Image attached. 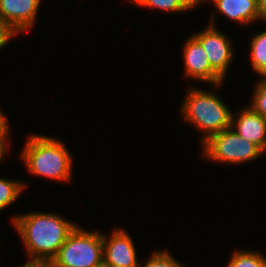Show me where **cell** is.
<instances>
[{
  "mask_svg": "<svg viewBox=\"0 0 266 267\" xmlns=\"http://www.w3.org/2000/svg\"><path fill=\"white\" fill-rule=\"evenodd\" d=\"M11 222L29 259L40 260H52L77 226L60 214L39 211L14 215Z\"/></svg>",
  "mask_w": 266,
  "mask_h": 267,
  "instance_id": "obj_1",
  "label": "cell"
},
{
  "mask_svg": "<svg viewBox=\"0 0 266 267\" xmlns=\"http://www.w3.org/2000/svg\"><path fill=\"white\" fill-rule=\"evenodd\" d=\"M28 137L19 155L29 174L70 182L73 176V156L64 142L35 133Z\"/></svg>",
  "mask_w": 266,
  "mask_h": 267,
  "instance_id": "obj_2",
  "label": "cell"
},
{
  "mask_svg": "<svg viewBox=\"0 0 266 267\" xmlns=\"http://www.w3.org/2000/svg\"><path fill=\"white\" fill-rule=\"evenodd\" d=\"M180 107L184 121L201 132L200 143L231 127L232 111L213 90L189 87Z\"/></svg>",
  "mask_w": 266,
  "mask_h": 267,
  "instance_id": "obj_3",
  "label": "cell"
},
{
  "mask_svg": "<svg viewBox=\"0 0 266 267\" xmlns=\"http://www.w3.org/2000/svg\"><path fill=\"white\" fill-rule=\"evenodd\" d=\"M55 267H98L103 264V232L77 225L52 259Z\"/></svg>",
  "mask_w": 266,
  "mask_h": 267,
  "instance_id": "obj_4",
  "label": "cell"
},
{
  "mask_svg": "<svg viewBox=\"0 0 266 267\" xmlns=\"http://www.w3.org/2000/svg\"><path fill=\"white\" fill-rule=\"evenodd\" d=\"M204 159L217 163L241 165L265 154L257 145L238 135L231 127L210 136L202 144Z\"/></svg>",
  "mask_w": 266,
  "mask_h": 267,
  "instance_id": "obj_5",
  "label": "cell"
},
{
  "mask_svg": "<svg viewBox=\"0 0 266 267\" xmlns=\"http://www.w3.org/2000/svg\"><path fill=\"white\" fill-rule=\"evenodd\" d=\"M212 12L207 27L192 34L202 45L211 67L225 80L229 67L234 60V46L226 34L217 29L215 14ZM233 59V60H232Z\"/></svg>",
  "mask_w": 266,
  "mask_h": 267,
  "instance_id": "obj_6",
  "label": "cell"
},
{
  "mask_svg": "<svg viewBox=\"0 0 266 267\" xmlns=\"http://www.w3.org/2000/svg\"><path fill=\"white\" fill-rule=\"evenodd\" d=\"M183 45V78L212 85L215 91L220 89L224 79L211 67L200 42L191 34Z\"/></svg>",
  "mask_w": 266,
  "mask_h": 267,
  "instance_id": "obj_7",
  "label": "cell"
},
{
  "mask_svg": "<svg viewBox=\"0 0 266 267\" xmlns=\"http://www.w3.org/2000/svg\"><path fill=\"white\" fill-rule=\"evenodd\" d=\"M103 264L108 267H139L138 254L129 232L123 228L103 233Z\"/></svg>",
  "mask_w": 266,
  "mask_h": 267,
  "instance_id": "obj_8",
  "label": "cell"
},
{
  "mask_svg": "<svg viewBox=\"0 0 266 267\" xmlns=\"http://www.w3.org/2000/svg\"><path fill=\"white\" fill-rule=\"evenodd\" d=\"M42 0H0V19L16 34L30 31Z\"/></svg>",
  "mask_w": 266,
  "mask_h": 267,
  "instance_id": "obj_9",
  "label": "cell"
},
{
  "mask_svg": "<svg viewBox=\"0 0 266 267\" xmlns=\"http://www.w3.org/2000/svg\"><path fill=\"white\" fill-rule=\"evenodd\" d=\"M236 115L237 117L232 113L231 128L266 153V118L250 106L240 110Z\"/></svg>",
  "mask_w": 266,
  "mask_h": 267,
  "instance_id": "obj_10",
  "label": "cell"
},
{
  "mask_svg": "<svg viewBox=\"0 0 266 267\" xmlns=\"http://www.w3.org/2000/svg\"><path fill=\"white\" fill-rule=\"evenodd\" d=\"M218 13L234 23L251 25L258 21V0H210Z\"/></svg>",
  "mask_w": 266,
  "mask_h": 267,
  "instance_id": "obj_11",
  "label": "cell"
},
{
  "mask_svg": "<svg viewBox=\"0 0 266 267\" xmlns=\"http://www.w3.org/2000/svg\"><path fill=\"white\" fill-rule=\"evenodd\" d=\"M250 63L258 77H266V29L250 39Z\"/></svg>",
  "mask_w": 266,
  "mask_h": 267,
  "instance_id": "obj_12",
  "label": "cell"
},
{
  "mask_svg": "<svg viewBox=\"0 0 266 267\" xmlns=\"http://www.w3.org/2000/svg\"><path fill=\"white\" fill-rule=\"evenodd\" d=\"M139 7L153 8L163 12L180 13L191 11L194 7L191 0H126Z\"/></svg>",
  "mask_w": 266,
  "mask_h": 267,
  "instance_id": "obj_13",
  "label": "cell"
},
{
  "mask_svg": "<svg viewBox=\"0 0 266 267\" xmlns=\"http://www.w3.org/2000/svg\"><path fill=\"white\" fill-rule=\"evenodd\" d=\"M225 267H266V255L261 251L235 249Z\"/></svg>",
  "mask_w": 266,
  "mask_h": 267,
  "instance_id": "obj_14",
  "label": "cell"
},
{
  "mask_svg": "<svg viewBox=\"0 0 266 267\" xmlns=\"http://www.w3.org/2000/svg\"><path fill=\"white\" fill-rule=\"evenodd\" d=\"M27 186L28 184L26 185L21 180H10L0 177V212L13 205Z\"/></svg>",
  "mask_w": 266,
  "mask_h": 267,
  "instance_id": "obj_15",
  "label": "cell"
},
{
  "mask_svg": "<svg viewBox=\"0 0 266 267\" xmlns=\"http://www.w3.org/2000/svg\"><path fill=\"white\" fill-rule=\"evenodd\" d=\"M139 267H184L168 250H155Z\"/></svg>",
  "mask_w": 266,
  "mask_h": 267,
  "instance_id": "obj_16",
  "label": "cell"
},
{
  "mask_svg": "<svg viewBox=\"0 0 266 267\" xmlns=\"http://www.w3.org/2000/svg\"><path fill=\"white\" fill-rule=\"evenodd\" d=\"M260 79V80H259ZM254 86V92L249 106L266 118V77H260Z\"/></svg>",
  "mask_w": 266,
  "mask_h": 267,
  "instance_id": "obj_17",
  "label": "cell"
},
{
  "mask_svg": "<svg viewBox=\"0 0 266 267\" xmlns=\"http://www.w3.org/2000/svg\"><path fill=\"white\" fill-rule=\"evenodd\" d=\"M17 36L1 19H0V50Z\"/></svg>",
  "mask_w": 266,
  "mask_h": 267,
  "instance_id": "obj_18",
  "label": "cell"
},
{
  "mask_svg": "<svg viewBox=\"0 0 266 267\" xmlns=\"http://www.w3.org/2000/svg\"><path fill=\"white\" fill-rule=\"evenodd\" d=\"M18 267H55L52 260L28 259L25 264Z\"/></svg>",
  "mask_w": 266,
  "mask_h": 267,
  "instance_id": "obj_19",
  "label": "cell"
},
{
  "mask_svg": "<svg viewBox=\"0 0 266 267\" xmlns=\"http://www.w3.org/2000/svg\"><path fill=\"white\" fill-rule=\"evenodd\" d=\"M10 124H8V119L4 115L3 111H1L0 108V136H8L10 134L9 127Z\"/></svg>",
  "mask_w": 266,
  "mask_h": 267,
  "instance_id": "obj_20",
  "label": "cell"
},
{
  "mask_svg": "<svg viewBox=\"0 0 266 267\" xmlns=\"http://www.w3.org/2000/svg\"><path fill=\"white\" fill-rule=\"evenodd\" d=\"M8 137L9 136H0V164L5 157L7 150L9 149L10 141H8Z\"/></svg>",
  "mask_w": 266,
  "mask_h": 267,
  "instance_id": "obj_21",
  "label": "cell"
},
{
  "mask_svg": "<svg viewBox=\"0 0 266 267\" xmlns=\"http://www.w3.org/2000/svg\"><path fill=\"white\" fill-rule=\"evenodd\" d=\"M258 21H264L266 23V0H258Z\"/></svg>",
  "mask_w": 266,
  "mask_h": 267,
  "instance_id": "obj_22",
  "label": "cell"
},
{
  "mask_svg": "<svg viewBox=\"0 0 266 267\" xmlns=\"http://www.w3.org/2000/svg\"><path fill=\"white\" fill-rule=\"evenodd\" d=\"M208 2L210 0H191V3L194 8H197L196 6H199V4H203V2Z\"/></svg>",
  "mask_w": 266,
  "mask_h": 267,
  "instance_id": "obj_23",
  "label": "cell"
},
{
  "mask_svg": "<svg viewBox=\"0 0 266 267\" xmlns=\"http://www.w3.org/2000/svg\"><path fill=\"white\" fill-rule=\"evenodd\" d=\"M98 267H108V266L105 265V264H102V265H100V266H98Z\"/></svg>",
  "mask_w": 266,
  "mask_h": 267,
  "instance_id": "obj_24",
  "label": "cell"
}]
</instances>
